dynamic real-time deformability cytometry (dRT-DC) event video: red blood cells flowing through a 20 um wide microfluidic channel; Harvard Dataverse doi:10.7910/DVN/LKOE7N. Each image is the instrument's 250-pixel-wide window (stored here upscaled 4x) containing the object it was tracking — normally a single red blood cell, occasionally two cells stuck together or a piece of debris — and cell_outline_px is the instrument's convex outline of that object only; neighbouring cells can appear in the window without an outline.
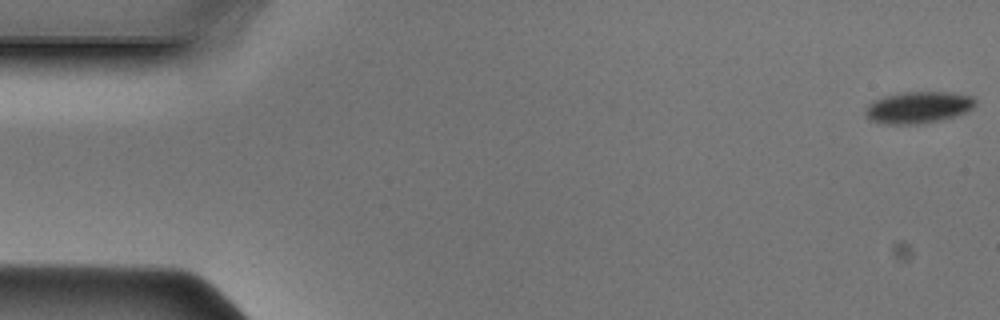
{"species": "Egyptian fruit bat (a non-hibernating species)", "species_latin": "Rousettus aegyptiacus", "temperature_condition": "cold", "stored_images_in_passage": 11, "camera_frame_rate_fps": 3000, "um_per_image_px": 0.085, "animal": {"sex": "male"}, "frame": {"image": 1, "passage_image": 1, "time_ms": 0.0, "image_size_px": [1000, 320], "cell_outline_px": [[976, 104], [968, 112], [956, 116], [940, 120], [920, 124], [888, 124], [872, 120], [864, 112], [868, 104], [884, 96], [904, 92], [944, 92], [972, 96], [976, 100]], "centroid_in_image_um": [78.09, 9.13], "position_along_channel_um": 6.9, "area_um2": 20.17}}